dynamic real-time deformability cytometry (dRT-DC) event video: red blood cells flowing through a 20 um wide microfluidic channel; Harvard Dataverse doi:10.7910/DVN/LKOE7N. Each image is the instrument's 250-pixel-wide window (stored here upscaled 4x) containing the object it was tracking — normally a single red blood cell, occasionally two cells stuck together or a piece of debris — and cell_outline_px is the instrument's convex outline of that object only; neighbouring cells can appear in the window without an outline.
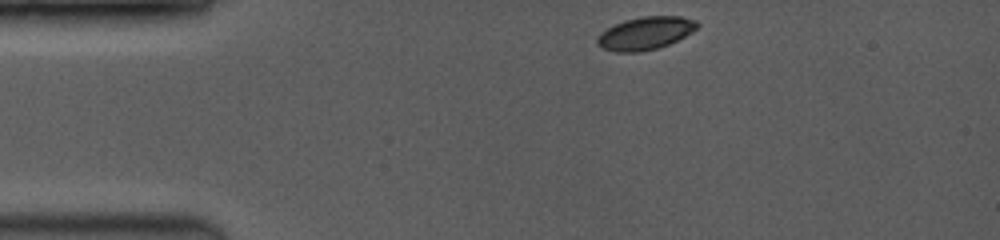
{"species": "common noctule bat (a hibernating species)", "species_latin": "Nyctalus noctula", "temperature_condition": "room temperature", "stored_images_in_passage": 10, "camera_frame_rate_fps": 3500, "um_per_image_px": 0.085, "animal": {"sex": "female", "body_mass_g": 19.0, "forearm_length_mm": 53.3}, "frame": {"image": 1, "passage_image": 1, "time_ms": 0.0, "image_size_px": [1000, 240], "cell_outline_px": [[700, 24], [692, 32], [668, 44], [656, 48], [640, 52], [616, 52], [600, 48], [596, 44], [596, 40], [608, 28], [616, 24], [628, 20], [644, 16], [680, 16], [696, 20]], "centroid_in_image_um": [54.87, 2.83], "position_along_channel_um": 30.1, "area_um2": 18.79}}
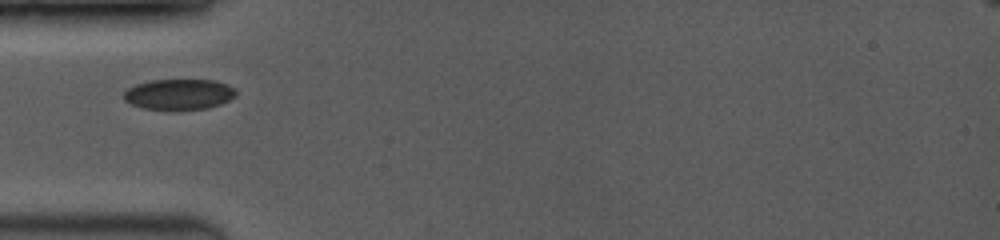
{"frame": {"image": 2, "passage_image": 6, "time_ms": 2.286, "image_size_px": [1000, 240], "cell_outline_px": [[236, 96], [220, 104], [208, 108], [176, 112], [168, 112], [144, 108], [132, 104], [124, 100], [124, 92], [128, 88], [136, 84], [152, 80], [216, 80], [236, 88]], "centroid_in_image_um": [15.22, 8.05], "position_along_channel_um": 69.8, "area_um2": 20.63}}
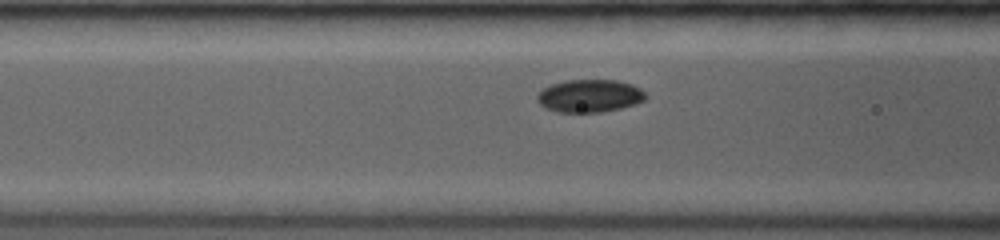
{"frame": {"image": 3, "passage_image": 9, "time_ms": 3.429, "image_size_px": [1000, 240], "cell_outline_px": [[648, 96], [644, 100], [620, 108], [600, 112], [556, 112], [544, 108], [536, 100], [536, 96], [548, 84], [568, 80], [616, 80], [632, 84], [640, 88]], "centroid_in_image_um": [50.08, 8.14], "position_along_channel_um": 116.5, "area_um2": 20.75}}